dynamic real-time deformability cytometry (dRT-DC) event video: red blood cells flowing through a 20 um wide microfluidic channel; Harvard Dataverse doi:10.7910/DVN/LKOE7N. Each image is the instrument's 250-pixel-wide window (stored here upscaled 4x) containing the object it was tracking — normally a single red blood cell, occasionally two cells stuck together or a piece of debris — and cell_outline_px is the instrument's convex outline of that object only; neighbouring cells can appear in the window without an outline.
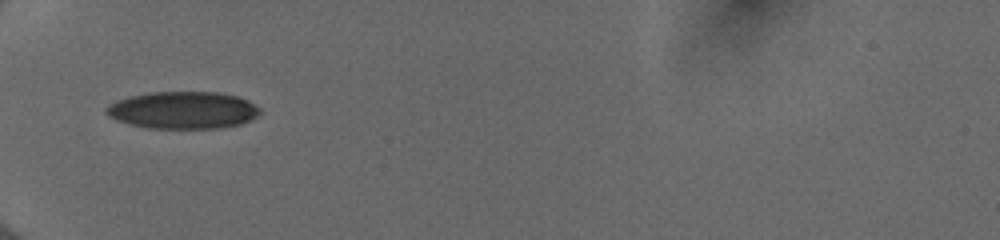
{"species": "human", "species_latin": "Homo sapiens", "temperature_condition": "cold", "stored_images_in_passage": 33, "camera_frame_rate_fps": 3000, "um_per_image_px": 0.085, "donor": {"sex": "female"}, "frame": {"image": 1, "passage_image": 1, "time_ms": 0.0, "image_size_px": [1000, 240], "cell_outline_px": [[260, 112], [256, 116], [240, 124], [220, 128], [148, 128], [116, 120], [108, 116], [104, 112], [104, 108], [108, 104], [128, 96], [148, 92], [220, 92], [236, 96], [248, 100], [260, 108]], "centroid_in_image_um": [15.51, 9.35], "position_along_channel_um": 69.5, "area_um2": 33.41}}
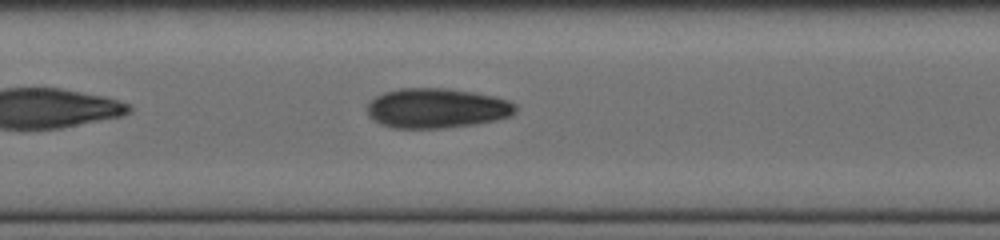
{"frame": {"image": 2, "passage_image": 9, "time_ms": 2.667, "image_size_px": [1000, 240], "cell_outline_px": [[516, 112], [508, 116], [496, 120], [476, 124], [444, 128], [392, 128], [380, 124], [368, 116], [368, 104], [376, 96], [384, 92], [400, 88], [448, 88], [496, 96], [508, 100], [516, 104]], "centroid_in_image_um": [37.13, 9.2], "position_along_channel_um": 170.3, "area_um2": 34.56}}
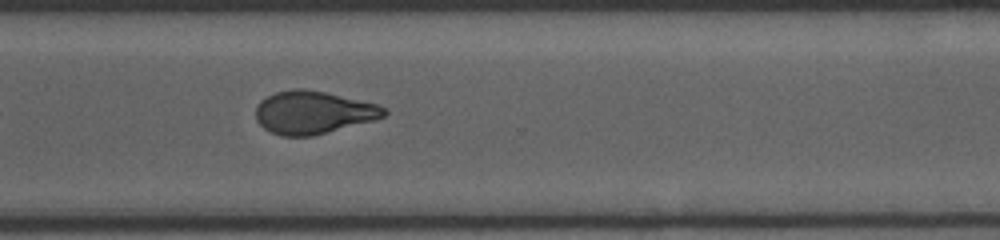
{"frame": {"image": 3, "passage_image": 22, "time_ms": 7.0, "image_size_px": [1000, 240], "cell_outline_px": [[388, 112], [384, 116], [372, 120], [312, 136], [280, 136], [264, 128], [256, 120], [256, 104], [260, 100], [276, 92], [292, 88], [304, 88], [324, 92], [376, 104], [384, 108]], "centroid_in_image_um": [26.56, 9.55], "position_along_channel_um": 344.0, "area_um2": 31.67}, "authors_computed_cell_mechanics": {"area_um2": 32.4836, "velocity_mm_per_s": 4.034, "shape_relaxation_time_tau1_ms": 3.8167, "shape_relaxation_time_tau2_ms": 2.6005, "deformation_change_tau1": 0.1545, "deformation_change_tau2": 0.089}}